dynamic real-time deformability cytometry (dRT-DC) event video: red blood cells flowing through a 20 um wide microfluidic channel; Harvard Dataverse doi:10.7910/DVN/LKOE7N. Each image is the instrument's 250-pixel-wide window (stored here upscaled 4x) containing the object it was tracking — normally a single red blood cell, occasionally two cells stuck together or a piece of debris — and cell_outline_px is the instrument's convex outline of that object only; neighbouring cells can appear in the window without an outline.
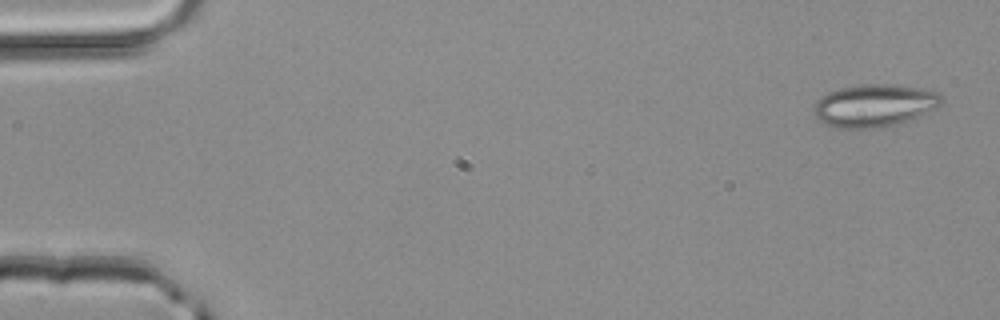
{"species": "common noctule bat (a hibernating species)", "species_latin": "Nyctalus noctula", "temperature_condition": "room temperature", "stored_images_in_passage": 4, "camera_frame_rate_fps": 3000, "um_per_image_px": 0.085, "animal": {"sex": "male", "body_mass_g": 20.4}, "frame": {"image": 1, "passage_image": 1, "time_ms": 0.0, "image_size_px": [1000, 320], "cell_outline_px": [[944, 100], [936, 108], [908, 120], [896, 124], [872, 128], [840, 128], [824, 124], [816, 120], [812, 112], [812, 108], [816, 100], [820, 96], [828, 92], [840, 88], [860, 84], [896, 84], [924, 88], [936, 92]], "centroid_in_image_um": [74.26, 8.95], "position_along_channel_um": 10.7, "area_um2": 31.96}}
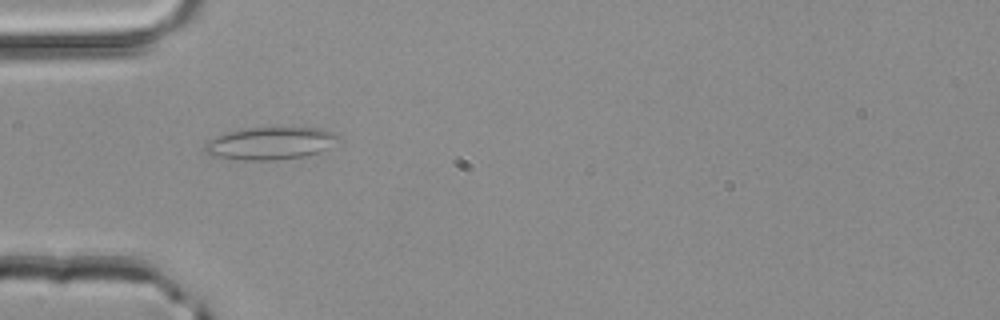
{"frame": {"image": 2, "passage_image": 4, "time_ms": 1.0, "image_size_px": [1000, 320], "cell_outline_px": [[340, 136], [320, 152], [304, 156], [276, 160], [244, 160], [212, 156], [204, 148], [204, 144], [208, 140], [216, 136], [228, 132], [248, 128], [292, 124], [320, 128], [336, 132]], "centroid_in_image_um": [23.01, 12.12], "position_along_channel_um": 62.0, "area_um2": 25.95}}